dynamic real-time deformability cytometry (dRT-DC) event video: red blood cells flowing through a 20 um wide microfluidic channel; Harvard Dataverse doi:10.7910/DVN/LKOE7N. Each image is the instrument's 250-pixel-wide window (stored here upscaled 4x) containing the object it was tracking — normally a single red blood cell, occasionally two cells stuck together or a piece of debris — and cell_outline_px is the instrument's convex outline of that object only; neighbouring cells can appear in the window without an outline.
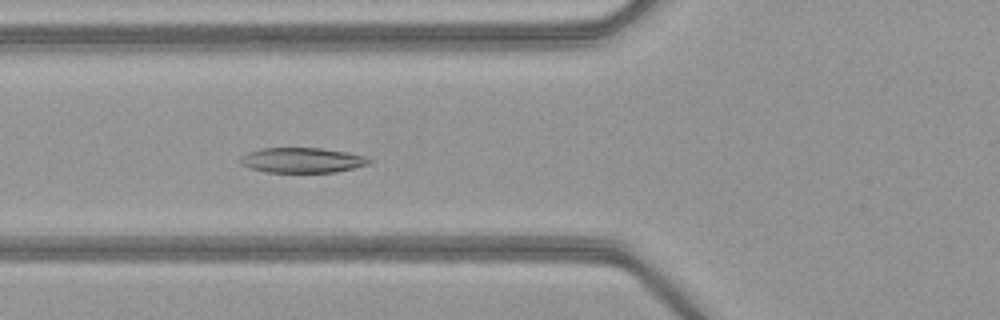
{"species": "common noctule bat (a hibernating species)", "species_latin": "Nyctalus noctula", "temperature_condition": "warm", "stored_images_in_passage": 42, "camera_frame_rate_fps": 3000, "um_per_image_px": 0.085, "animal": {"sex": "female", "body_mass_g": 21.9}, "frame": {"image": 1, "passage_image": 10, "time_ms": 3.0, "image_size_px": [1000, 320], "cell_outline_px": [[372, 160], [368, 164], [336, 172], [264, 172], [248, 168], [240, 164], [240, 156], [248, 152], [260, 148], [320, 148], [348, 152], [364, 156]], "centroid_in_image_um": [25.62, 13.61], "position_along_channel_um": 100.2, "area_um2": 18.9}}
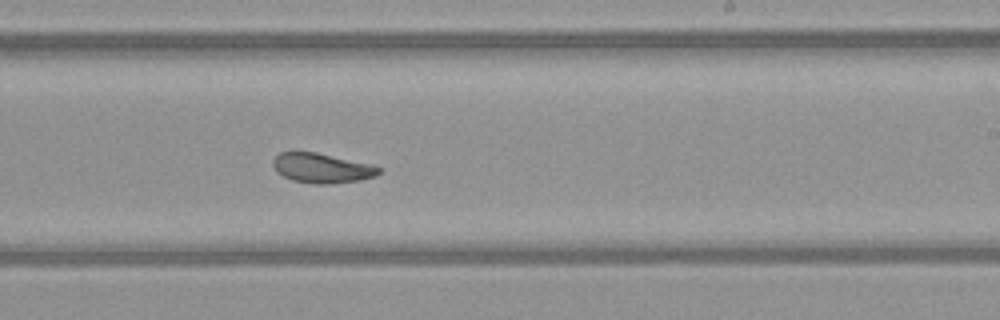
{"frame": {"image": 2, "passage_image": 22, "time_ms": 7.0, "image_size_px": [1000, 320], "cell_outline_px": [[380, 172], [376, 176], [360, 180], [332, 184], [316, 184], [292, 180], [276, 172], [272, 164], [272, 160], [280, 152], [316, 152], [372, 164], [380, 168]], "centroid_in_image_um": [27.36, 14.29], "position_along_channel_um": 261.6, "area_um2": 18.38}}
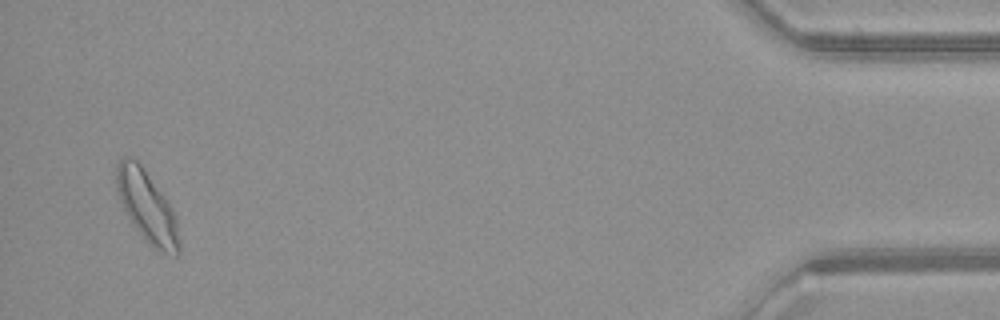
{"frame": {"image": 3, "passage_image": 40, "time_ms": 13.0, "image_size_px": [1000, 320], "cell_outline_px": [[180, 252], [176, 256], [160, 252], [152, 248], [148, 244], [132, 224], [124, 212], [116, 188], [116, 164], [120, 156], [128, 156], [136, 160], [140, 164], [160, 192], [168, 204], [176, 220], [180, 244]], "centroid_in_image_um": [12.45, 17.6], "position_along_channel_um": 422.7, "area_um2": 25.89}, "authors_computed_cell_mechanics": {"area_um2": 19.6809, "velocity_mm_per_s": 4.0312, "shape_relaxation_time_tau1_ms": 2.7527, "shape_relaxation_time_tau2_ms": 1.6771, "deformation_change_tau1": 0.1229, "deformation_change_tau2": 0.0821}}